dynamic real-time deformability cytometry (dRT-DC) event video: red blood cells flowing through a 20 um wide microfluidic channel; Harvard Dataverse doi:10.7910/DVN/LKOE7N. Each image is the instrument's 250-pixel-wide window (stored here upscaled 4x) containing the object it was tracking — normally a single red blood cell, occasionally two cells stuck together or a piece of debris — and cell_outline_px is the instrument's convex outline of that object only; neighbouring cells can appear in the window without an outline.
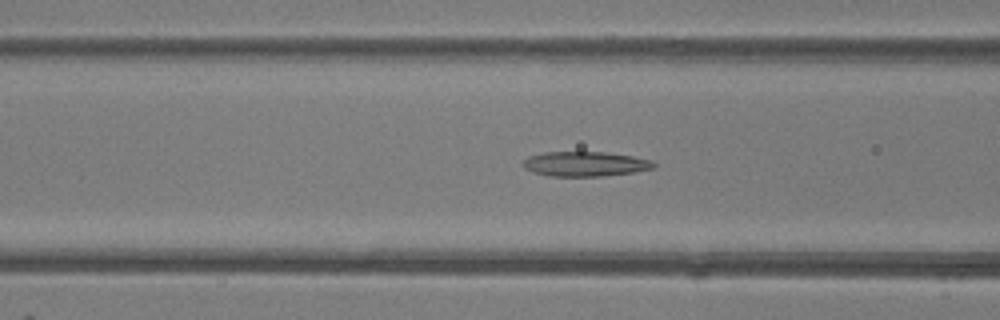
{"species": "common noctule bat (a hibernating species)", "species_latin": "Nyctalus noctula", "temperature_condition": "room temperature", "stored_images_in_passage": 48, "camera_frame_rate_fps": 3000, "um_per_image_px": 0.085, "animal": {"sex": "female"}, "frame": {"image": 1, "passage_image": 18, "time_ms": 5.667, "image_size_px": [1000, 320], "cell_outline_px": [[656, 168], [636, 172], [604, 176], [548, 176], [532, 172], [524, 168], [520, 164], [528, 156], [544, 152], [604, 152], [632, 156], [652, 160], [656, 164]], "centroid_in_image_um": [49.74, 13.94], "position_along_channel_um": 116.9, "area_um2": 19.13}}
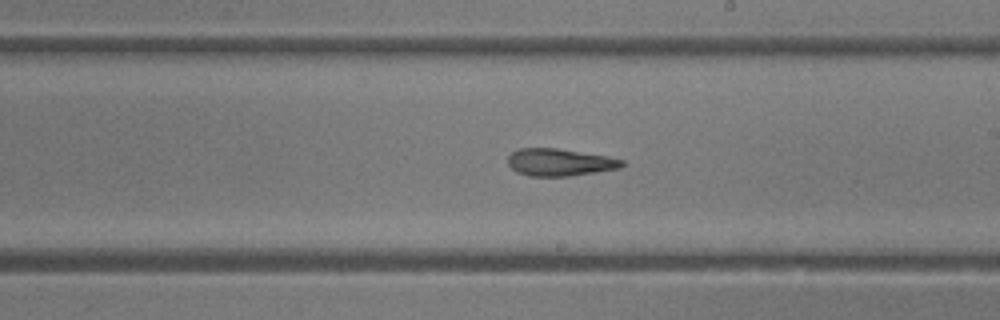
{"frame": {"image": 2, "passage_image": 27, "time_ms": 8.667, "image_size_px": [1000, 320], "cell_outline_px": [[624, 164], [620, 168], [568, 176], [528, 176], [516, 172], [508, 164], [508, 156], [512, 152], [520, 148], [556, 148], [608, 156], [624, 160]], "centroid_in_image_um": [47.56, 13.79], "position_along_channel_um": 241.4, "area_um2": 18.09}}
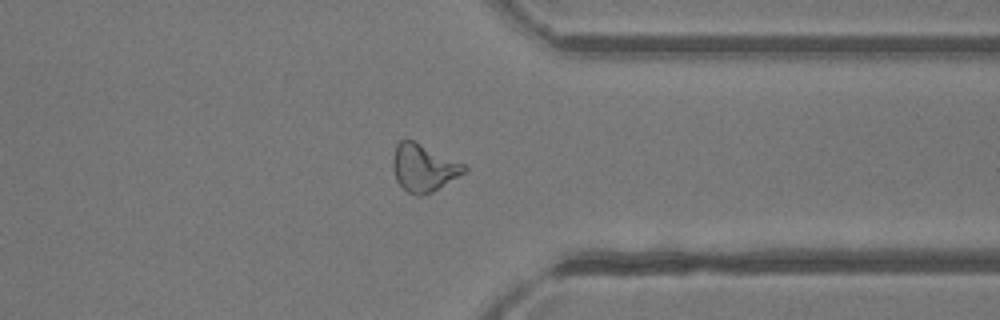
{"frame": {"image": 3, "passage_image": 37, "time_ms": 12.0, "image_size_px": [1000, 320], "cell_outline_px": [[468, 168], [464, 172], [432, 192], [424, 196], [416, 196], [408, 192], [396, 180], [392, 168], [392, 160], [396, 144], [400, 140], [412, 140], [464, 164]], "centroid_in_image_um": [35.96, 14.27], "position_along_channel_um": 375.4, "area_um2": 19.36}, "authors_computed_cell_mechanics": {"area_um2": 19.4786, "velocity_mm_per_s": 4.1483, "shape_relaxation_time_tau1_ms": 8.7088, "shape_relaxation_time_tau2_ms": 2.3591, "deformation_change_tau1": 0.2251, "deformation_change_tau2": 0.1086}}